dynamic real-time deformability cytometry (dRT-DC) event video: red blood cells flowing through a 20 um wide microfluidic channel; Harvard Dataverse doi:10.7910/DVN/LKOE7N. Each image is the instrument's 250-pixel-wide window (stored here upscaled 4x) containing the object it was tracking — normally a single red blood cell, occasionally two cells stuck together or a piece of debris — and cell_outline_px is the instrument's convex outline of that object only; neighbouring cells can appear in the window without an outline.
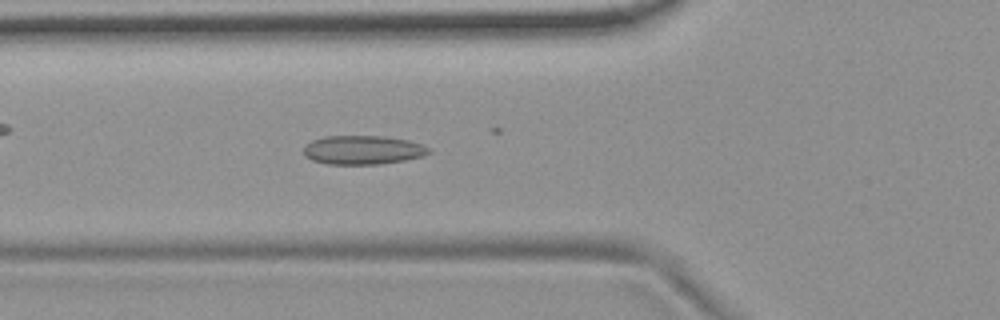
{"species": "common noctule bat (a hibernating species)", "species_latin": "Nyctalus noctula", "temperature_condition": "room temperature", "stored_images_in_passage": 7, "camera_frame_rate_fps": 3000, "um_per_image_px": 0.085, "animal": {"sex": "female", "body_mass_g": 19.9}, "frame": {"image": 1, "passage_image": 7, "time_ms": 7.0, "image_size_px": [1000, 320], "cell_outline_px": [[432, 152], [424, 156], [404, 160], [380, 164], [328, 164], [312, 160], [304, 156], [304, 144], [312, 140], [324, 136], [384, 136], [408, 140], [432, 148]], "centroid_in_image_um": [30.85, 12.74], "position_along_channel_um": 95.0, "area_um2": 21.27}}